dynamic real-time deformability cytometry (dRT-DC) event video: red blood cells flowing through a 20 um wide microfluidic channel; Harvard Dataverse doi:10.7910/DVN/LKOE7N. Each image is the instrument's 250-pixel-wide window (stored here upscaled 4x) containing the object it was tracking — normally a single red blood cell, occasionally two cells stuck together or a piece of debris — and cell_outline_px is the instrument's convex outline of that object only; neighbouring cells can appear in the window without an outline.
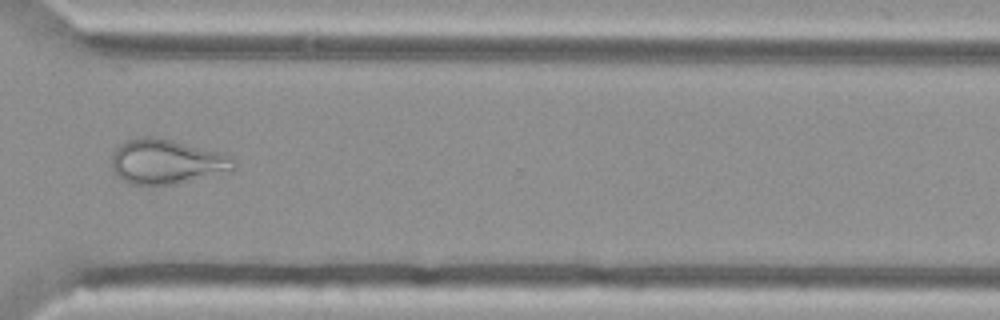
{"species": "Egyptian fruit bat (a non-hibernating species)", "species_latin": "Rousettus aegyptiacus", "temperature_condition": "cold", "stored_images_in_passage": 49, "camera_frame_rate_fps": 3000, "um_per_image_px": 0.085, "animal": {"sex": "female"}, "frame": {"image": 1, "passage_image": 35, "time_ms": 11.333, "image_size_px": [1000, 320], "cell_outline_px": [[236, 168], [176, 184], [132, 184], [124, 180], [112, 168], [112, 152], [120, 144], [128, 140], [144, 136], [152, 136], [224, 152], [232, 156]], "centroid_in_image_um": [14.16, 13.72], "position_along_channel_um": 356.4, "area_um2": 31.33}}